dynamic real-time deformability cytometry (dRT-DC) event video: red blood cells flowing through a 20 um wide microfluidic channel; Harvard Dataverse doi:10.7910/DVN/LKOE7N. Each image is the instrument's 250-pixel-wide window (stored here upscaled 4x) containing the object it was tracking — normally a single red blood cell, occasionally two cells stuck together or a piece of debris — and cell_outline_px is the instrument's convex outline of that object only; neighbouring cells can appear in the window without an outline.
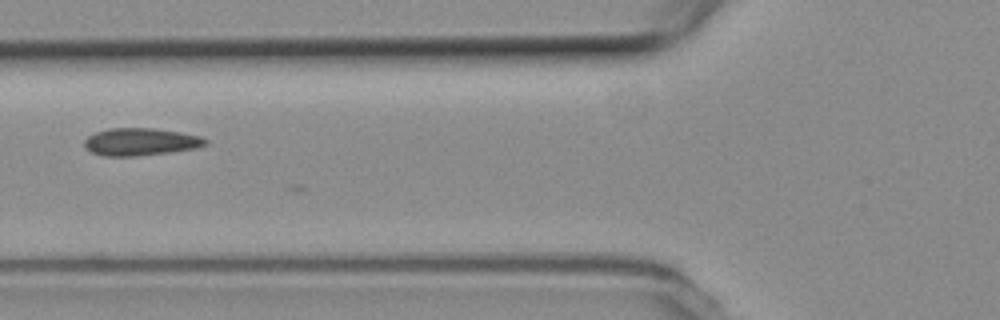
{"species": "common noctule bat (a hibernating species)", "species_latin": "Nyctalus noctula", "temperature_condition": "room temperature", "stored_images_in_passage": 15, "camera_frame_rate_fps": 3000, "um_per_image_px": 0.085, "animal": {"sex": "female", "body_mass_g": 19.3, "forearm_length_mm": 54.1}, "frame": {"image": 1, "passage_image": 13, "time_ms": 4.0, "image_size_px": [1000, 320], "cell_outline_px": [[208, 144], [196, 148], [168, 152], [132, 156], [104, 156], [92, 152], [84, 148], [84, 140], [88, 136], [96, 132], [108, 128], [156, 128], [180, 132], [200, 136], [208, 140]], "centroid_in_image_um": [11.93, 12.04], "position_along_channel_um": 113.9, "area_um2": 19.36}}